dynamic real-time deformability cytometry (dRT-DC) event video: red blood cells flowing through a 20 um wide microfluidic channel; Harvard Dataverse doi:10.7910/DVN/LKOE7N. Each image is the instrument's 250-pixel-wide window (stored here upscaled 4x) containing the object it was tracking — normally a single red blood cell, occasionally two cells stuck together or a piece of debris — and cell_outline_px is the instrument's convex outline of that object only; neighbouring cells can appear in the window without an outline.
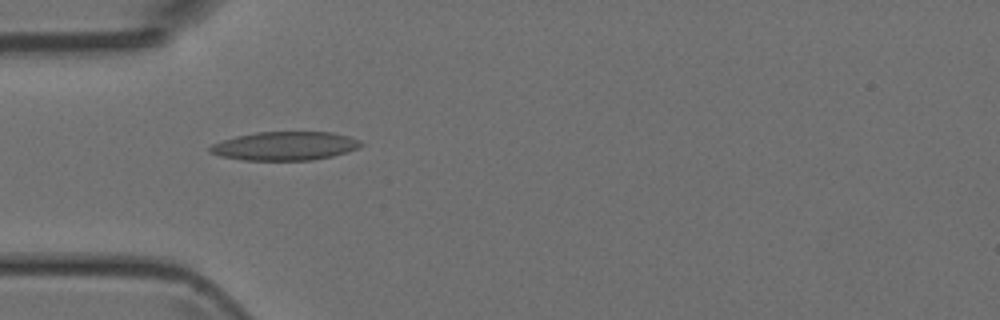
{"species": "Egyptian fruit bat (a non-hibernating species)", "species_latin": "Rousettus aegyptiacus", "temperature_condition": "room temperature", "stored_images_in_passage": 4, "camera_frame_rate_fps": 3000, "um_per_image_px": 0.085, "animal": {"sex": "female"}, "frame": {"image": 1, "passage_image": 3, "time_ms": 2.333, "image_size_px": [1000, 320], "cell_outline_px": [[364, 144], [360, 148], [348, 152], [332, 156], [312, 160], [240, 160], [220, 156], [208, 152], [208, 148], [212, 144], [236, 136], [256, 132], [332, 132], [348, 136], [360, 140]], "centroid_in_image_um": [24.23, 12.41], "position_along_channel_um": 60.8, "area_um2": 25.37}}
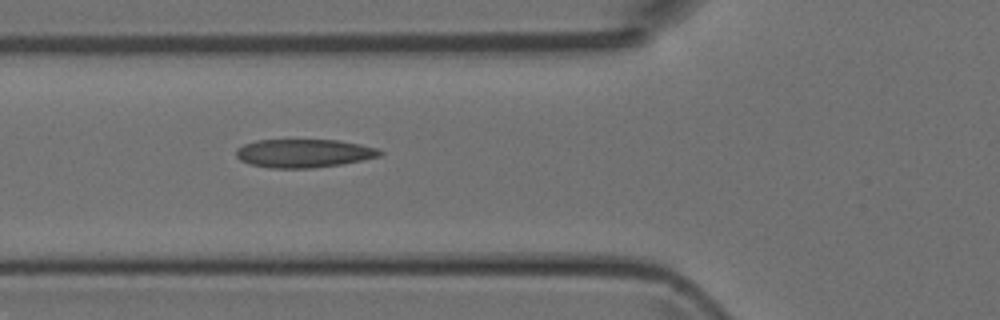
{"frame": {"image": 2, "passage_image": 4, "time_ms": 3.333, "image_size_px": [1000, 320], "cell_outline_px": [[384, 152], [380, 156], [340, 164], [312, 168], [272, 168], [248, 164], [240, 160], [236, 156], [236, 148], [244, 144], [256, 140], [340, 140], [380, 148]], "centroid_in_image_um": [25.82, 13.02], "position_along_channel_um": 100.0, "area_um2": 23.87}}